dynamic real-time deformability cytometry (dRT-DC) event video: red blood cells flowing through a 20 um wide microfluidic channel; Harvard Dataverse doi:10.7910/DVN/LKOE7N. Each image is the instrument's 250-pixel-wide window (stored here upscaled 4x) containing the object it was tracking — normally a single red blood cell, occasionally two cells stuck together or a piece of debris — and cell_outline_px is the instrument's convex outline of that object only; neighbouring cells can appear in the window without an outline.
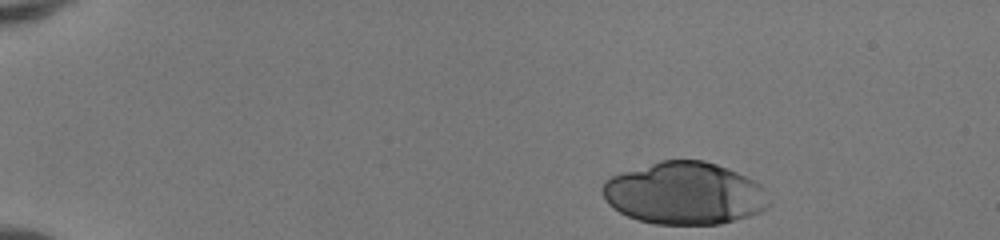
{"species": "human", "species_latin": "Homo sapiens", "temperature_condition": "room temperature", "stored_images_in_passage": 40, "camera_frame_rate_fps": 3000, "um_per_image_px": 0.085, "donor": {"sex": "female"}, "frame": {"image": 1, "passage_image": 1, "time_ms": 0.0, "image_size_px": [1000, 240], "cell_outline_px": [[772, 204], [768, 208], [760, 212], [748, 216], [720, 224], [656, 224], [636, 220], [612, 208], [608, 204], [604, 196], [604, 180], [612, 176], [660, 160], [704, 160], [716, 164], [736, 172], [760, 184]], "centroid_in_image_um": [58.2, 16.45], "position_along_channel_um": 26.8, "area_um2": 60.23}}
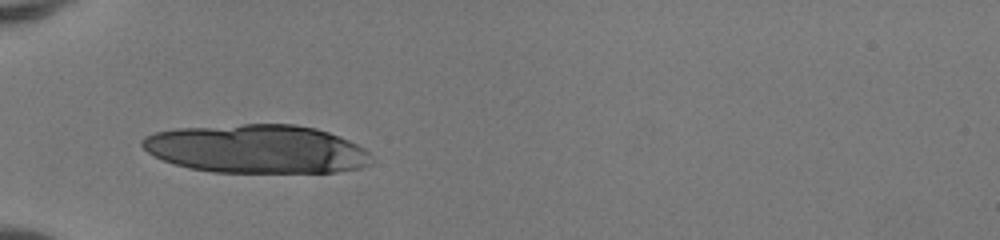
{"frame": {"image": 2, "passage_image": 11, "time_ms": 3.333, "image_size_px": [1000, 240], "cell_outline_px": [[372, 160], [368, 164], [360, 168], [336, 172], [212, 172], [188, 168], [164, 160], [148, 152], [140, 144], [140, 140], [144, 136], [156, 132], [176, 128], [244, 124], [296, 124], [316, 128], [328, 132], [348, 140], [364, 148], [372, 156]], "centroid_in_image_um": [21.81, 12.66], "position_along_channel_um": 63.2, "area_um2": 64.91}}